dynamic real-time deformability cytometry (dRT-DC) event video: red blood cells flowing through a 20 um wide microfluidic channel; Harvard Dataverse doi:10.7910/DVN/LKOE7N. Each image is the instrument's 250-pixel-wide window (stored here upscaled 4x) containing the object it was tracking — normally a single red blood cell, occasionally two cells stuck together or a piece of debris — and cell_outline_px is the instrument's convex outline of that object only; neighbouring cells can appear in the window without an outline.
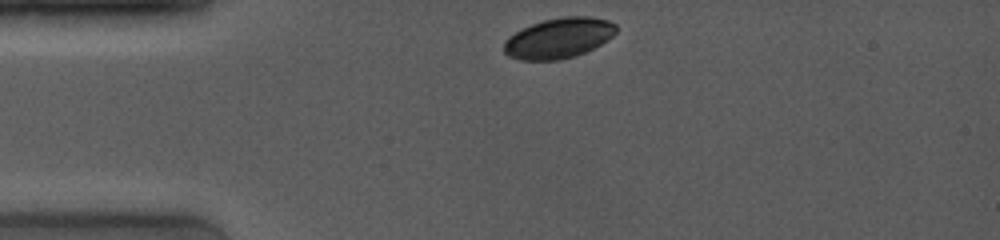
{"species": "common noctule bat (a hibernating species)", "species_latin": "Nyctalus noctula", "temperature_condition": "room temperature", "stored_images_in_passage": 6, "camera_frame_rate_fps": 4000, "um_per_image_px": 0.085, "animal": {"sex": "female", "body_mass_g": 19.0, "forearm_length_mm": 53.3}, "frame": {"image": 1, "passage_image": 1, "time_ms": 0.0, "image_size_px": [1000, 240], "cell_outline_px": [[616, 32], [612, 36], [600, 44], [584, 52], [560, 60], [520, 60], [508, 56], [504, 52], [504, 40], [508, 36], [520, 28], [544, 20], [564, 16], [588, 16], [608, 20], [616, 24]], "centroid_in_image_um": [47.45, 3.23], "position_along_channel_um": 37.6, "area_um2": 26.36}}
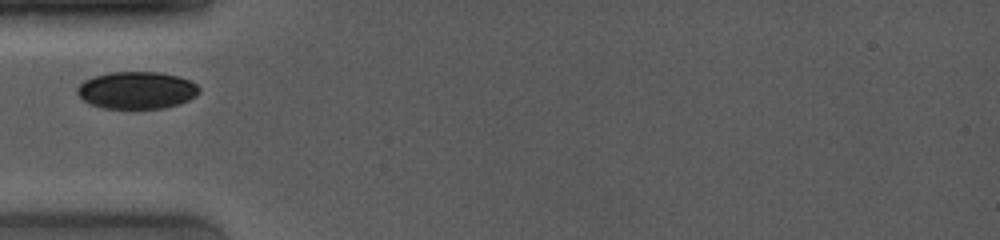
{"frame": {"image": 2, "passage_image": 3, "time_ms": 1.75, "image_size_px": [1000, 240], "cell_outline_px": [[200, 92], [196, 96], [180, 104], [164, 108], [104, 108], [92, 104], [84, 100], [76, 92], [76, 88], [84, 80], [92, 76], [112, 72], [156, 72], [176, 76], [188, 80], [196, 84], [200, 88]], "centroid_in_image_um": [11.62, 7.67], "position_along_channel_um": 73.4, "area_um2": 26.36}}
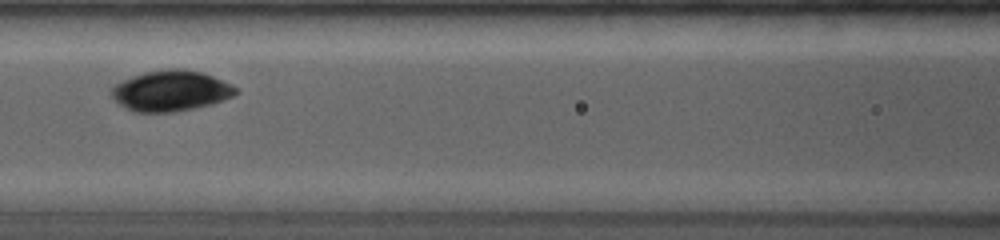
{"frame": {"image": 3, "passage_image": 5, "time_ms": 3.75, "image_size_px": [1000, 240], "cell_outline_px": [[236, 92], [232, 96], [224, 100], [212, 104], [172, 112], [132, 112], [120, 104], [112, 96], [112, 88], [116, 84], [132, 76], [144, 72], [168, 68], [180, 68], [200, 72], [212, 76], [232, 84], [236, 88]], "centroid_in_image_um": [14.51, 7.71], "position_along_channel_um": 152.1, "area_um2": 29.19}}